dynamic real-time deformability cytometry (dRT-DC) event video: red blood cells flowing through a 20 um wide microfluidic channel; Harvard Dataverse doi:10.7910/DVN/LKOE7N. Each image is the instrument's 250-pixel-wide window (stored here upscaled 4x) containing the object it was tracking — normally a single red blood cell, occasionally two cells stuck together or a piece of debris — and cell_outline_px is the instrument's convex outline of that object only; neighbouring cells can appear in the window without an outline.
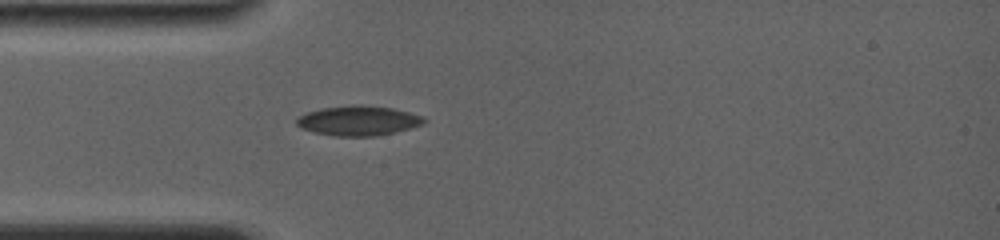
{"species": "common noctule bat (a hibernating species)", "species_latin": "Nyctalus noctula", "temperature_condition": "room temperature", "stored_images_in_passage": 27, "camera_frame_rate_fps": 4000, "um_per_image_px": 0.085, "animal": {"sex": "female", "body_mass_g": 19.0, "forearm_length_mm": 56.7}, "frame": {"image": 1, "passage_image": 1, "time_ms": 0.0, "image_size_px": [1000, 240], "cell_outline_px": [[428, 120], [424, 124], [412, 128], [396, 132], [376, 136], [336, 136], [312, 132], [300, 128], [296, 124], [296, 116], [320, 108], [352, 104], [360, 104], [392, 108], [424, 116]], "centroid_in_image_um": [30.46, 10.25], "position_along_channel_um": 54.5, "area_um2": 22.54}}
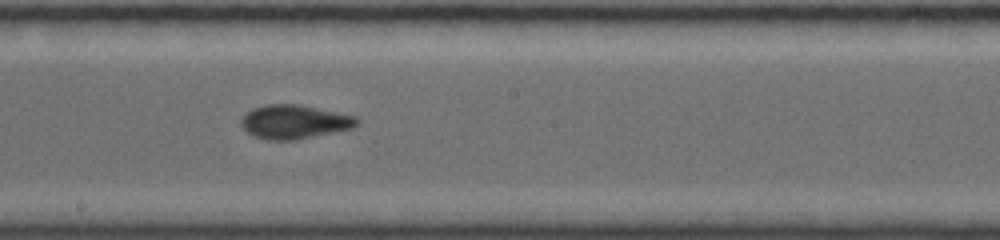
{"frame": {"image": 2, "passage_image": 11, "time_ms": 4.5, "image_size_px": [1000, 240], "cell_outline_px": [[360, 124], [352, 128], [296, 140], [268, 140], [252, 136], [240, 124], [240, 120], [252, 108], [268, 104], [296, 104], [356, 116], [360, 120]], "centroid_in_image_um": [25.02, 10.36], "position_along_channel_um": 223.2, "area_um2": 22.77}}
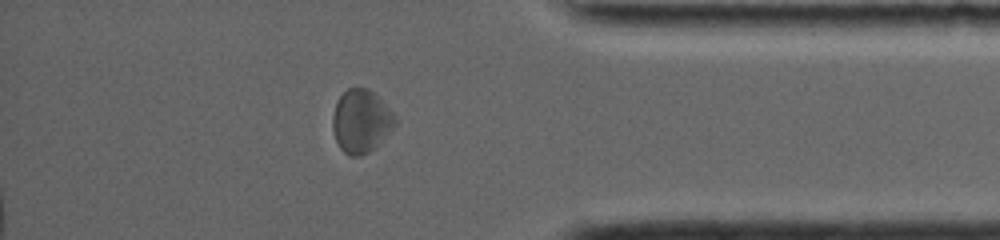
{"frame": {"image": 3, "passage_image": 22, "time_ms": 9.5, "image_size_px": [1000, 240], "cell_outline_px": [[396, 124], [380, 144], [376, 148], [360, 156], [348, 156], [340, 148], [336, 140], [332, 128], [332, 116], [336, 100], [348, 88], [368, 88], [396, 116]], "centroid_in_image_um": [30.67, 10.33], "position_along_channel_um": 404.5, "area_um2": 23.0}, "authors_computed_cell_mechanics": {"area_um2": 22.0796, "velocity_mm_per_s": 3.812, "shape_relaxation_time_tau1_ms": 6.5052, "shape_relaxation_time_tau2_ms": 4.3271, "deformation_change_tau1": 0.1391, "deformation_change_tau2": 0.1008}}